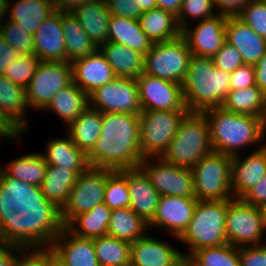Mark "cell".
I'll return each instance as SVG.
<instances>
[{"label": "cell", "mask_w": 266, "mask_h": 266, "mask_svg": "<svg viewBox=\"0 0 266 266\" xmlns=\"http://www.w3.org/2000/svg\"><path fill=\"white\" fill-rule=\"evenodd\" d=\"M87 159L93 168L118 171L139 167L143 160L139 115L103 112L100 136Z\"/></svg>", "instance_id": "1"}, {"label": "cell", "mask_w": 266, "mask_h": 266, "mask_svg": "<svg viewBox=\"0 0 266 266\" xmlns=\"http://www.w3.org/2000/svg\"><path fill=\"white\" fill-rule=\"evenodd\" d=\"M203 113L208 120L214 152L234 156L252 145L260 149L266 144V121L262 117L228 112L222 107Z\"/></svg>", "instance_id": "2"}, {"label": "cell", "mask_w": 266, "mask_h": 266, "mask_svg": "<svg viewBox=\"0 0 266 266\" xmlns=\"http://www.w3.org/2000/svg\"><path fill=\"white\" fill-rule=\"evenodd\" d=\"M230 73L214 66L211 57L191 55L184 82L183 99L189 112L221 107L230 89Z\"/></svg>", "instance_id": "3"}, {"label": "cell", "mask_w": 266, "mask_h": 266, "mask_svg": "<svg viewBox=\"0 0 266 266\" xmlns=\"http://www.w3.org/2000/svg\"><path fill=\"white\" fill-rule=\"evenodd\" d=\"M212 151L205 114L188 112L161 158L176 166L192 168Z\"/></svg>", "instance_id": "4"}, {"label": "cell", "mask_w": 266, "mask_h": 266, "mask_svg": "<svg viewBox=\"0 0 266 266\" xmlns=\"http://www.w3.org/2000/svg\"><path fill=\"white\" fill-rule=\"evenodd\" d=\"M226 214L227 200H198L187 229L178 238L180 242L185 243L183 245L186 250L182 254L190 255L200 248L228 243L225 229Z\"/></svg>", "instance_id": "5"}, {"label": "cell", "mask_w": 266, "mask_h": 266, "mask_svg": "<svg viewBox=\"0 0 266 266\" xmlns=\"http://www.w3.org/2000/svg\"><path fill=\"white\" fill-rule=\"evenodd\" d=\"M64 228L61 217H43L14 212L0 223V241L26 248H50Z\"/></svg>", "instance_id": "6"}, {"label": "cell", "mask_w": 266, "mask_h": 266, "mask_svg": "<svg viewBox=\"0 0 266 266\" xmlns=\"http://www.w3.org/2000/svg\"><path fill=\"white\" fill-rule=\"evenodd\" d=\"M43 217H61L60 209L48 201L40 186L28 184L7 175L0 168V223L14 212Z\"/></svg>", "instance_id": "7"}, {"label": "cell", "mask_w": 266, "mask_h": 266, "mask_svg": "<svg viewBox=\"0 0 266 266\" xmlns=\"http://www.w3.org/2000/svg\"><path fill=\"white\" fill-rule=\"evenodd\" d=\"M232 156L210 152L191 168L197 200H230Z\"/></svg>", "instance_id": "8"}, {"label": "cell", "mask_w": 266, "mask_h": 266, "mask_svg": "<svg viewBox=\"0 0 266 266\" xmlns=\"http://www.w3.org/2000/svg\"><path fill=\"white\" fill-rule=\"evenodd\" d=\"M226 239L235 247L253 246L266 242V218L261 207L241 198L227 200Z\"/></svg>", "instance_id": "9"}, {"label": "cell", "mask_w": 266, "mask_h": 266, "mask_svg": "<svg viewBox=\"0 0 266 266\" xmlns=\"http://www.w3.org/2000/svg\"><path fill=\"white\" fill-rule=\"evenodd\" d=\"M189 110H142L139 114L142 158L161 157Z\"/></svg>", "instance_id": "10"}, {"label": "cell", "mask_w": 266, "mask_h": 266, "mask_svg": "<svg viewBox=\"0 0 266 266\" xmlns=\"http://www.w3.org/2000/svg\"><path fill=\"white\" fill-rule=\"evenodd\" d=\"M190 56L191 51L182 35L169 41L153 43L144 55L143 73L182 84Z\"/></svg>", "instance_id": "11"}, {"label": "cell", "mask_w": 266, "mask_h": 266, "mask_svg": "<svg viewBox=\"0 0 266 266\" xmlns=\"http://www.w3.org/2000/svg\"><path fill=\"white\" fill-rule=\"evenodd\" d=\"M72 83L73 69L70 62L41 61L25 88L29 108L36 112L43 111L60 89Z\"/></svg>", "instance_id": "12"}, {"label": "cell", "mask_w": 266, "mask_h": 266, "mask_svg": "<svg viewBox=\"0 0 266 266\" xmlns=\"http://www.w3.org/2000/svg\"><path fill=\"white\" fill-rule=\"evenodd\" d=\"M106 182L107 168L89 167L78 175L66 204L60 210L64 227L77 215L91 211L97 204L104 203Z\"/></svg>", "instance_id": "13"}, {"label": "cell", "mask_w": 266, "mask_h": 266, "mask_svg": "<svg viewBox=\"0 0 266 266\" xmlns=\"http://www.w3.org/2000/svg\"><path fill=\"white\" fill-rule=\"evenodd\" d=\"M89 107L103 112L139 115L142 111L135 78L116 77L89 94Z\"/></svg>", "instance_id": "14"}, {"label": "cell", "mask_w": 266, "mask_h": 266, "mask_svg": "<svg viewBox=\"0 0 266 266\" xmlns=\"http://www.w3.org/2000/svg\"><path fill=\"white\" fill-rule=\"evenodd\" d=\"M139 167L160 196L195 198L191 168L170 164L161 157L143 158Z\"/></svg>", "instance_id": "15"}, {"label": "cell", "mask_w": 266, "mask_h": 266, "mask_svg": "<svg viewBox=\"0 0 266 266\" xmlns=\"http://www.w3.org/2000/svg\"><path fill=\"white\" fill-rule=\"evenodd\" d=\"M142 110H188L182 84L142 73L136 78Z\"/></svg>", "instance_id": "16"}, {"label": "cell", "mask_w": 266, "mask_h": 266, "mask_svg": "<svg viewBox=\"0 0 266 266\" xmlns=\"http://www.w3.org/2000/svg\"><path fill=\"white\" fill-rule=\"evenodd\" d=\"M28 109L26 89L0 75V126L10 135L26 134Z\"/></svg>", "instance_id": "17"}, {"label": "cell", "mask_w": 266, "mask_h": 266, "mask_svg": "<svg viewBox=\"0 0 266 266\" xmlns=\"http://www.w3.org/2000/svg\"><path fill=\"white\" fill-rule=\"evenodd\" d=\"M197 201L196 198L160 196L156 213L148 223L149 231L160 229L177 240L187 229Z\"/></svg>", "instance_id": "18"}, {"label": "cell", "mask_w": 266, "mask_h": 266, "mask_svg": "<svg viewBox=\"0 0 266 266\" xmlns=\"http://www.w3.org/2000/svg\"><path fill=\"white\" fill-rule=\"evenodd\" d=\"M226 19L227 16L216 14L181 30L191 55L212 58L222 48L227 41Z\"/></svg>", "instance_id": "19"}, {"label": "cell", "mask_w": 266, "mask_h": 266, "mask_svg": "<svg viewBox=\"0 0 266 266\" xmlns=\"http://www.w3.org/2000/svg\"><path fill=\"white\" fill-rule=\"evenodd\" d=\"M249 153L232 156L231 187L234 198H242L266 175V144Z\"/></svg>", "instance_id": "20"}, {"label": "cell", "mask_w": 266, "mask_h": 266, "mask_svg": "<svg viewBox=\"0 0 266 266\" xmlns=\"http://www.w3.org/2000/svg\"><path fill=\"white\" fill-rule=\"evenodd\" d=\"M127 181L130 195V208L147 223L157 209L159 192L153 187L146 173L140 168L118 170Z\"/></svg>", "instance_id": "21"}, {"label": "cell", "mask_w": 266, "mask_h": 266, "mask_svg": "<svg viewBox=\"0 0 266 266\" xmlns=\"http://www.w3.org/2000/svg\"><path fill=\"white\" fill-rule=\"evenodd\" d=\"M34 54L41 61L66 62L65 37L62 29V11L56 10L33 35Z\"/></svg>", "instance_id": "22"}, {"label": "cell", "mask_w": 266, "mask_h": 266, "mask_svg": "<svg viewBox=\"0 0 266 266\" xmlns=\"http://www.w3.org/2000/svg\"><path fill=\"white\" fill-rule=\"evenodd\" d=\"M50 249L65 266H99L94 240L77 237L66 227L54 239Z\"/></svg>", "instance_id": "23"}, {"label": "cell", "mask_w": 266, "mask_h": 266, "mask_svg": "<svg viewBox=\"0 0 266 266\" xmlns=\"http://www.w3.org/2000/svg\"><path fill=\"white\" fill-rule=\"evenodd\" d=\"M182 251L164 239L148 233L131 243L130 266H169L175 263Z\"/></svg>", "instance_id": "24"}, {"label": "cell", "mask_w": 266, "mask_h": 266, "mask_svg": "<svg viewBox=\"0 0 266 266\" xmlns=\"http://www.w3.org/2000/svg\"><path fill=\"white\" fill-rule=\"evenodd\" d=\"M73 82L88 95L116 78L112 67L98 49L95 53L74 60Z\"/></svg>", "instance_id": "25"}, {"label": "cell", "mask_w": 266, "mask_h": 266, "mask_svg": "<svg viewBox=\"0 0 266 266\" xmlns=\"http://www.w3.org/2000/svg\"><path fill=\"white\" fill-rule=\"evenodd\" d=\"M225 30L227 42L241 53L245 64L254 65L265 54L266 39L238 17H227Z\"/></svg>", "instance_id": "26"}, {"label": "cell", "mask_w": 266, "mask_h": 266, "mask_svg": "<svg viewBox=\"0 0 266 266\" xmlns=\"http://www.w3.org/2000/svg\"><path fill=\"white\" fill-rule=\"evenodd\" d=\"M71 12L98 48L108 41L111 14L105 0L84 2L76 6Z\"/></svg>", "instance_id": "27"}, {"label": "cell", "mask_w": 266, "mask_h": 266, "mask_svg": "<svg viewBox=\"0 0 266 266\" xmlns=\"http://www.w3.org/2000/svg\"><path fill=\"white\" fill-rule=\"evenodd\" d=\"M63 136V138H50L47 142L45 153H41L45 162L73 170L78 175L85 172L90 167L87 154L73 143L68 134Z\"/></svg>", "instance_id": "28"}, {"label": "cell", "mask_w": 266, "mask_h": 266, "mask_svg": "<svg viewBox=\"0 0 266 266\" xmlns=\"http://www.w3.org/2000/svg\"><path fill=\"white\" fill-rule=\"evenodd\" d=\"M55 11L53 0H9L7 18L34 35L41 23Z\"/></svg>", "instance_id": "29"}, {"label": "cell", "mask_w": 266, "mask_h": 266, "mask_svg": "<svg viewBox=\"0 0 266 266\" xmlns=\"http://www.w3.org/2000/svg\"><path fill=\"white\" fill-rule=\"evenodd\" d=\"M116 77L137 78L143 73L144 55L126 45L107 41L99 47Z\"/></svg>", "instance_id": "30"}, {"label": "cell", "mask_w": 266, "mask_h": 266, "mask_svg": "<svg viewBox=\"0 0 266 266\" xmlns=\"http://www.w3.org/2000/svg\"><path fill=\"white\" fill-rule=\"evenodd\" d=\"M108 41L126 45L145 55L152 42L141 28L139 19L111 15L108 27Z\"/></svg>", "instance_id": "31"}, {"label": "cell", "mask_w": 266, "mask_h": 266, "mask_svg": "<svg viewBox=\"0 0 266 266\" xmlns=\"http://www.w3.org/2000/svg\"><path fill=\"white\" fill-rule=\"evenodd\" d=\"M89 107V95L74 82L64 89H60L42 111L52 110L67 127Z\"/></svg>", "instance_id": "32"}, {"label": "cell", "mask_w": 266, "mask_h": 266, "mask_svg": "<svg viewBox=\"0 0 266 266\" xmlns=\"http://www.w3.org/2000/svg\"><path fill=\"white\" fill-rule=\"evenodd\" d=\"M62 29L65 37L66 62L87 57L99 48L89 38L71 11H62Z\"/></svg>", "instance_id": "33"}, {"label": "cell", "mask_w": 266, "mask_h": 266, "mask_svg": "<svg viewBox=\"0 0 266 266\" xmlns=\"http://www.w3.org/2000/svg\"><path fill=\"white\" fill-rule=\"evenodd\" d=\"M139 22L152 43L169 41L181 35L177 17L160 8L143 12Z\"/></svg>", "instance_id": "34"}, {"label": "cell", "mask_w": 266, "mask_h": 266, "mask_svg": "<svg viewBox=\"0 0 266 266\" xmlns=\"http://www.w3.org/2000/svg\"><path fill=\"white\" fill-rule=\"evenodd\" d=\"M101 127L102 113L88 107L66 127V134L87 154L98 140Z\"/></svg>", "instance_id": "35"}, {"label": "cell", "mask_w": 266, "mask_h": 266, "mask_svg": "<svg viewBox=\"0 0 266 266\" xmlns=\"http://www.w3.org/2000/svg\"><path fill=\"white\" fill-rule=\"evenodd\" d=\"M148 230V223L130 207H126L112 210L107 235L134 243L150 232Z\"/></svg>", "instance_id": "36"}, {"label": "cell", "mask_w": 266, "mask_h": 266, "mask_svg": "<svg viewBox=\"0 0 266 266\" xmlns=\"http://www.w3.org/2000/svg\"><path fill=\"white\" fill-rule=\"evenodd\" d=\"M77 178L78 174L73 170L47 164L46 175L40 187L47 200L61 210Z\"/></svg>", "instance_id": "37"}, {"label": "cell", "mask_w": 266, "mask_h": 266, "mask_svg": "<svg viewBox=\"0 0 266 266\" xmlns=\"http://www.w3.org/2000/svg\"><path fill=\"white\" fill-rule=\"evenodd\" d=\"M221 107L228 112L262 117L266 121V95L257 85L231 89Z\"/></svg>", "instance_id": "38"}, {"label": "cell", "mask_w": 266, "mask_h": 266, "mask_svg": "<svg viewBox=\"0 0 266 266\" xmlns=\"http://www.w3.org/2000/svg\"><path fill=\"white\" fill-rule=\"evenodd\" d=\"M0 168L9 176L32 184L41 186L46 175L47 163L41 152H29L9 160Z\"/></svg>", "instance_id": "39"}, {"label": "cell", "mask_w": 266, "mask_h": 266, "mask_svg": "<svg viewBox=\"0 0 266 266\" xmlns=\"http://www.w3.org/2000/svg\"><path fill=\"white\" fill-rule=\"evenodd\" d=\"M112 210L104 203L97 204L91 211L77 215L66 228L80 238L94 239L107 235Z\"/></svg>", "instance_id": "40"}, {"label": "cell", "mask_w": 266, "mask_h": 266, "mask_svg": "<svg viewBox=\"0 0 266 266\" xmlns=\"http://www.w3.org/2000/svg\"><path fill=\"white\" fill-rule=\"evenodd\" d=\"M93 240L99 266H130L131 243L110 235Z\"/></svg>", "instance_id": "41"}, {"label": "cell", "mask_w": 266, "mask_h": 266, "mask_svg": "<svg viewBox=\"0 0 266 266\" xmlns=\"http://www.w3.org/2000/svg\"><path fill=\"white\" fill-rule=\"evenodd\" d=\"M190 256L199 266H240L239 247L226 243L193 251Z\"/></svg>", "instance_id": "42"}, {"label": "cell", "mask_w": 266, "mask_h": 266, "mask_svg": "<svg viewBox=\"0 0 266 266\" xmlns=\"http://www.w3.org/2000/svg\"><path fill=\"white\" fill-rule=\"evenodd\" d=\"M104 204L111 210L130 207L127 181L119 171L107 169Z\"/></svg>", "instance_id": "43"}, {"label": "cell", "mask_w": 266, "mask_h": 266, "mask_svg": "<svg viewBox=\"0 0 266 266\" xmlns=\"http://www.w3.org/2000/svg\"><path fill=\"white\" fill-rule=\"evenodd\" d=\"M0 36L21 56L34 54L33 35L17 23L7 20L0 29Z\"/></svg>", "instance_id": "44"}, {"label": "cell", "mask_w": 266, "mask_h": 266, "mask_svg": "<svg viewBox=\"0 0 266 266\" xmlns=\"http://www.w3.org/2000/svg\"><path fill=\"white\" fill-rule=\"evenodd\" d=\"M41 60L35 55H23L9 65L3 75L9 80L26 88L35 74Z\"/></svg>", "instance_id": "45"}, {"label": "cell", "mask_w": 266, "mask_h": 266, "mask_svg": "<svg viewBox=\"0 0 266 266\" xmlns=\"http://www.w3.org/2000/svg\"><path fill=\"white\" fill-rule=\"evenodd\" d=\"M216 15L213 0H183L181 11L177 17L180 29L193 23Z\"/></svg>", "instance_id": "46"}, {"label": "cell", "mask_w": 266, "mask_h": 266, "mask_svg": "<svg viewBox=\"0 0 266 266\" xmlns=\"http://www.w3.org/2000/svg\"><path fill=\"white\" fill-rule=\"evenodd\" d=\"M237 17L256 34L266 39V3L264 1L251 0Z\"/></svg>", "instance_id": "47"}, {"label": "cell", "mask_w": 266, "mask_h": 266, "mask_svg": "<svg viewBox=\"0 0 266 266\" xmlns=\"http://www.w3.org/2000/svg\"><path fill=\"white\" fill-rule=\"evenodd\" d=\"M214 66L225 72L232 73L244 65L241 53L227 41L222 48L212 57Z\"/></svg>", "instance_id": "48"}, {"label": "cell", "mask_w": 266, "mask_h": 266, "mask_svg": "<svg viewBox=\"0 0 266 266\" xmlns=\"http://www.w3.org/2000/svg\"><path fill=\"white\" fill-rule=\"evenodd\" d=\"M240 266H266V242L239 247Z\"/></svg>", "instance_id": "49"}, {"label": "cell", "mask_w": 266, "mask_h": 266, "mask_svg": "<svg viewBox=\"0 0 266 266\" xmlns=\"http://www.w3.org/2000/svg\"><path fill=\"white\" fill-rule=\"evenodd\" d=\"M111 15L124 18L139 19L142 12L139 10L138 0H105Z\"/></svg>", "instance_id": "50"}, {"label": "cell", "mask_w": 266, "mask_h": 266, "mask_svg": "<svg viewBox=\"0 0 266 266\" xmlns=\"http://www.w3.org/2000/svg\"><path fill=\"white\" fill-rule=\"evenodd\" d=\"M14 266H48V248L23 249Z\"/></svg>", "instance_id": "51"}, {"label": "cell", "mask_w": 266, "mask_h": 266, "mask_svg": "<svg viewBox=\"0 0 266 266\" xmlns=\"http://www.w3.org/2000/svg\"><path fill=\"white\" fill-rule=\"evenodd\" d=\"M230 89H245L256 85L254 66L244 64L230 73Z\"/></svg>", "instance_id": "52"}, {"label": "cell", "mask_w": 266, "mask_h": 266, "mask_svg": "<svg viewBox=\"0 0 266 266\" xmlns=\"http://www.w3.org/2000/svg\"><path fill=\"white\" fill-rule=\"evenodd\" d=\"M251 0H213L216 14L237 17Z\"/></svg>", "instance_id": "53"}, {"label": "cell", "mask_w": 266, "mask_h": 266, "mask_svg": "<svg viewBox=\"0 0 266 266\" xmlns=\"http://www.w3.org/2000/svg\"><path fill=\"white\" fill-rule=\"evenodd\" d=\"M241 199L246 203L263 208L266 205V175H264Z\"/></svg>", "instance_id": "54"}, {"label": "cell", "mask_w": 266, "mask_h": 266, "mask_svg": "<svg viewBox=\"0 0 266 266\" xmlns=\"http://www.w3.org/2000/svg\"><path fill=\"white\" fill-rule=\"evenodd\" d=\"M18 57L20 54L0 36V75H3L4 71Z\"/></svg>", "instance_id": "55"}, {"label": "cell", "mask_w": 266, "mask_h": 266, "mask_svg": "<svg viewBox=\"0 0 266 266\" xmlns=\"http://www.w3.org/2000/svg\"><path fill=\"white\" fill-rule=\"evenodd\" d=\"M23 247L0 241V266H14L18 254Z\"/></svg>", "instance_id": "56"}, {"label": "cell", "mask_w": 266, "mask_h": 266, "mask_svg": "<svg viewBox=\"0 0 266 266\" xmlns=\"http://www.w3.org/2000/svg\"><path fill=\"white\" fill-rule=\"evenodd\" d=\"M256 85L266 95V51L254 65Z\"/></svg>", "instance_id": "57"}, {"label": "cell", "mask_w": 266, "mask_h": 266, "mask_svg": "<svg viewBox=\"0 0 266 266\" xmlns=\"http://www.w3.org/2000/svg\"><path fill=\"white\" fill-rule=\"evenodd\" d=\"M157 8L170 12L174 16L178 17L183 0H156Z\"/></svg>", "instance_id": "58"}, {"label": "cell", "mask_w": 266, "mask_h": 266, "mask_svg": "<svg viewBox=\"0 0 266 266\" xmlns=\"http://www.w3.org/2000/svg\"><path fill=\"white\" fill-rule=\"evenodd\" d=\"M91 0H53L56 10L72 11L76 6Z\"/></svg>", "instance_id": "59"}, {"label": "cell", "mask_w": 266, "mask_h": 266, "mask_svg": "<svg viewBox=\"0 0 266 266\" xmlns=\"http://www.w3.org/2000/svg\"><path fill=\"white\" fill-rule=\"evenodd\" d=\"M8 2L9 0H0V29L2 25L8 20Z\"/></svg>", "instance_id": "60"}, {"label": "cell", "mask_w": 266, "mask_h": 266, "mask_svg": "<svg viewBox=\"0 0 266 266\" xmlns=\"http://www.w3.org/2000/svg\"><path fill=\"white\" fill-rule=\"evenodd\" d=\"M138 1H139V10L142 13L157 8L156 0H138Z\"/></svg>", "instance_id": "61"}, {"label": "cell", "mask_w": 266, "mask_h": 266, "mask_svg": "<svg viewBox=\"0 0 266 266\" xmlns=\"http://www.w3.org/2000/svg\"><path fill=\"white\" fill-rule=\"evenodd\" d=\"M177 266H199L190 255H182L178 259Z\"/></svg>", "instance_id": "62"}, {"label": "cell", "mask_w": 266, "mask_h": 266, "mask_svg": "<svg viewBox=\"0 0 266 266\" xmlns=\"http://www.w3.org/2000/svg\"><path fill=\"white\" fill-rule=\"evenodd\" d=\"M48 266H65L57 257L54 256V253L50 248H48Z\"/></svg>", "instance_id": "63"}, {"label": "cell", "mask_w": 266, "mask_h": 266, "mask_svg": "<svg viewBox=\"0 0 266 266\" xmlns=\"http://www.w3.org/2000/svg\"><path fill=\"white\" fill-rule=\"evenodd\" d=\"M2 138H6L5 140H11V141H14V140H17V142H19L18 140L21 141V139L23 138L22 135H10L8 134V132H6L1 126H0V143H1V140Z\"/></svg>", "instance_id": "64"}, {"label": "cell", "mask_w": 266, "mask_h": 266, "mask_svg": "<svg viewBox=\"0 0 266 266\" xmlns=\"http://www.w3.org/2000/svg\"><path fill=\"white\" fill-rule=\"evenodd\" d=\"M262 209H263V213H264L265 218H266V205Z\"/></svg>", "instance_id": "65"}, {"label": "cell", "mask_w": 266, "mask_h": 266, "mask_svg": "<svg viewBox=\"0 0 266 266\" xmlns=\"http://www.w3.org/2000/svg\"><path fill=\"white\" fill-rule=\"evenodd\" d=\"M177 264H178V260L175 263H173V264H171L169 266H177Z\"/></svg>", "instance_id": "66"}]
</instances>
